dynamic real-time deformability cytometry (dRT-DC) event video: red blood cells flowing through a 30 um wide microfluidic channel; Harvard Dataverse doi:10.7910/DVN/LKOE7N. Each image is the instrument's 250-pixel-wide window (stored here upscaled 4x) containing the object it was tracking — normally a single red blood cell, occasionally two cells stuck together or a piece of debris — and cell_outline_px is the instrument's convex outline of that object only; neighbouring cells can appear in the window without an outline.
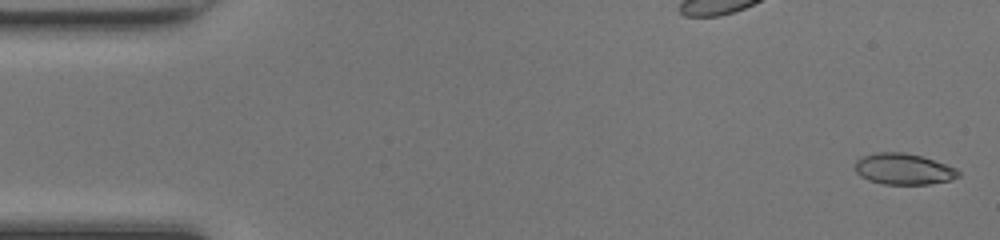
{"species": "common noctule bat (a hibernating species)", "species_latin": "Nyctalus noctula", "temperature_condition": "room temperature", "stored_images_in_passage": 48, "camera_frame_rate_fps": 3000, "um_per_image_px": 0.085, "animal": {"sex": "female", "body_mass_g": 17.0, "forearm_length_mm": 48.0}, "frame": {"image": 1, "passage_image": 1, "time_ms": 0.0, "image_size_px": [1000, 240], "cell_outline_px": [[960, 176], [952, 180], [928, 184], [884, 184], [868, 180], [860, 176], [856, 172], [856, 160], [860, 156], [876, 152], [904, 152], [920, 156], [956, 168], [960, 172]], "centroid_in_image_um": [76.78, 14.37], "position_along_channel_um": 8.2, "area_um2": 18.73}}
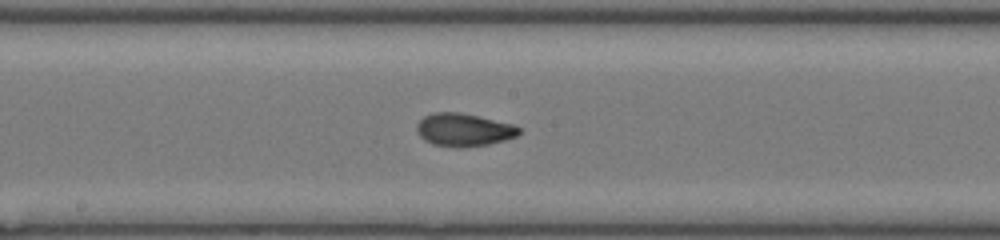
{"frame": {"image": 2, "passage_image": 25, "time_ms": 8.0, "image_size_px": [1000, 240], "cell_outline_px": [[520, 132], [516, 136], [504, 140], [488, 144], [464, 148], [432, 144], [424, 140], [416, 132], [416, 124], [424, 116], [432, 112], [460, 112], [480, 116], [512, 124], [520, 128]], "centroid_in_image_um": [39.38, 11.03], "position_along_channel_um": 208.8, "area_um2": 19.71}}
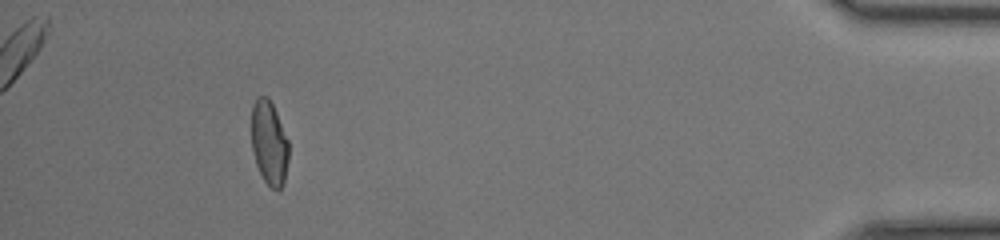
{"frame": {"image": 3, "passage_image": 44, "time_ms": 14.333, "image_size_px": [1000, 240], "cell_outline_px": [[288, 160], [284, 184], [276, 192], [264, 180], [256, 164], [252, 152], [252, 104], [256, 96], [268, 96], [276, 112], [288, 140]], "centroid_in_image_um": [22.87, 12.15], "position_along_channel_um": 412.3, "area_um2": 18.32}, "authors_computed_cell_mechanics": {"area_um2": 18.9006, "velocity_mm_per_s": 4.3046, "shape_relaxation_time_tau1_ms": 10.5146, "shape_relaxation_time_tau2_ms": 0.8641, "deformation_change_tau1": 0.2952, "deformation_change_tau2": 0.0513}}